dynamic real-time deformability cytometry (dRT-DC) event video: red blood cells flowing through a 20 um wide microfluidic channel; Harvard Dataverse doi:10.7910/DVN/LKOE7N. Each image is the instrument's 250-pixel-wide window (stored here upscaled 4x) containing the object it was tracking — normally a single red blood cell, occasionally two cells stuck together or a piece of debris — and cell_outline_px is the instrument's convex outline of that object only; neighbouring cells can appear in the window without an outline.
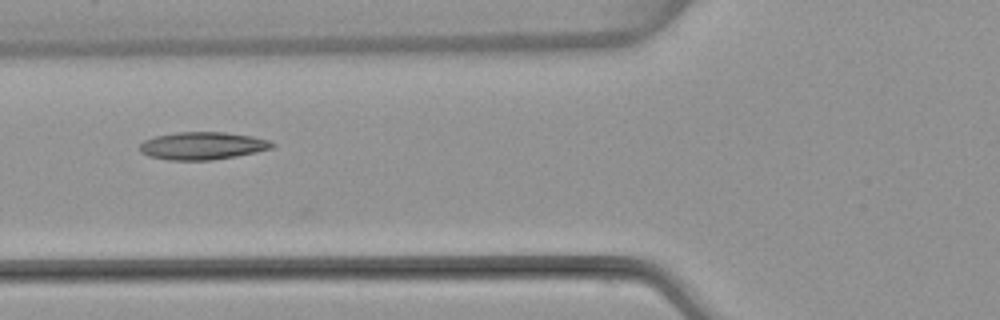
{"species": "common noctule bat (a hibernating species)", "species_latin": "Nyctalus noctula", "temperature_condition": "warm", "stored_images_in_passage": 5, "camera_frame_rate_fps": 3000, "um_per_image_px": 0.085, "animal": {"sex": "female", "body_mass_g": 22.7, "forearm_length_mm": 54.2}, "frame": {"image": 1, "passage_image": 5, "time_ms": 5.333, "image_size_px": [1000, 320], "cell_outline_px": [[276, 144], [272, 148], [256, 152], [236, 156], [212, 160], [168, 160], [148, 156], [140, 152], [140, 144], [144, 140], [156, 136], [176, 132], [224, 132], [252, 136], [272, 140]], "centroid_in_image_um": [17.23, 12.39], "position_along_channel_um": 108.6, "area_um2": 21.44}}